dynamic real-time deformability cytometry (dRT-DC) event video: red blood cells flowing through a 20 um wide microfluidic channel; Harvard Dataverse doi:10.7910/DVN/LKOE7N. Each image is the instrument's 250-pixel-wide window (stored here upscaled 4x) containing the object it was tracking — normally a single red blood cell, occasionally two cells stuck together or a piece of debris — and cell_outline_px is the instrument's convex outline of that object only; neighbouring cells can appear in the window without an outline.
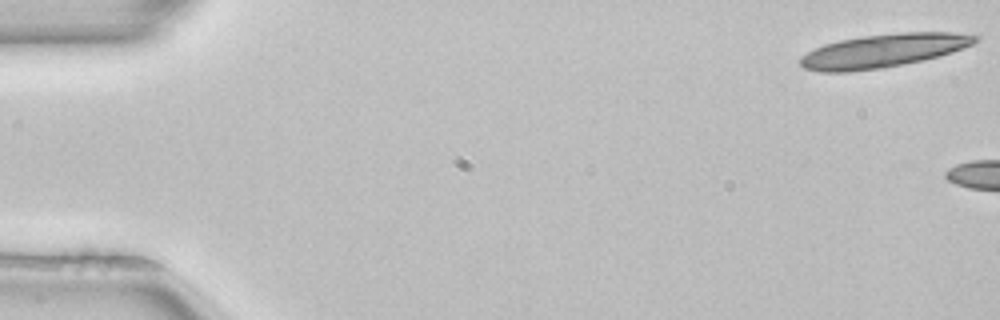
{"species": "common noctule bat (a hibernating species)", "species_latin": "Nyctalus noctula", "temperature_condition": "room temperature", "stored_images_in_passage": 5, "camera_frame_rate_fps": 3000, "um_per_image_px": 0.085, "animal": {"sex": "female", "body_mass_g": 22.7, "forearm_length_mm": 54.2}, "frame": {"image": 1, "passage_image": 1, "time_ms": 0.0, "image_size_px": [1000, 320], "cell_outline_px": [[976, 40], [960, 48], [936, 56], [896, 64], [872, 68], [808, 68], [800, 64], [800, 60], [804, 56], [828, 44], [844, 40], [872, 36], [920, 32], [940, 32], [972, 36]], "centroid_in_image_um": [75.16, 4.26], "position_along_channel_um": 9.8, "area_um2": 29.88}}